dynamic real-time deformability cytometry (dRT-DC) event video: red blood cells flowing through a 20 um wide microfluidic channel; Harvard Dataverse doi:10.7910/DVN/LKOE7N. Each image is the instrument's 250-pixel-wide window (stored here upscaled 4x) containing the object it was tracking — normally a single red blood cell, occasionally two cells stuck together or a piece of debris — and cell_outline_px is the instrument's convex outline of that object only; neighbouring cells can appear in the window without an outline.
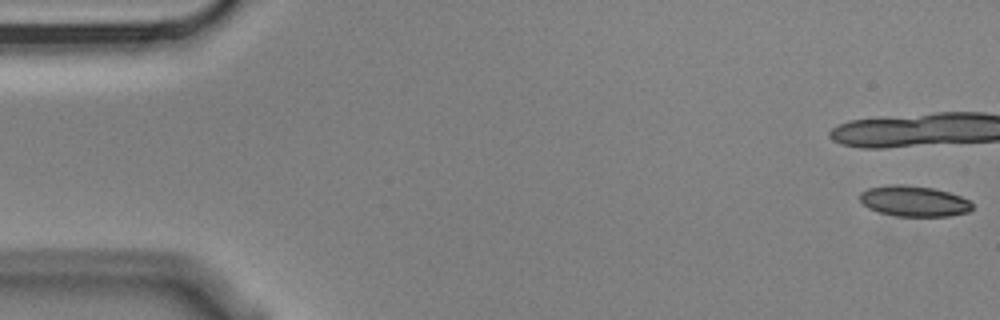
{"species": "Egyptian fruit bat (a non-hibernating species)", "species_latin": "Rousettus aegyptiacus", "temperature_condition": "cold", "stored_images_in_passage": 6, "camera_frame_rate_fps": 3000, "um_per_image_px": 0.085, "animal": {"sex": "male"}, "frame": {"image": 1, "passage_image": 1, "time_ms": 0.0, "image_size_px": [1000, 320], "cell_outline_px": [[972, 208], [968, 212], [948, 216], [896, 216], [880, 212], [868, 208], [860, 200], [860, 192], [868, 188], [892, 184], [904, 184], [932, 188], [948, 192], [960, 196], [968, 200], [972, 204]], "centroid_in_image_um": [77.67, 17.09], "position_along_channel_um": 7.3, "area_um2": 20.0}}